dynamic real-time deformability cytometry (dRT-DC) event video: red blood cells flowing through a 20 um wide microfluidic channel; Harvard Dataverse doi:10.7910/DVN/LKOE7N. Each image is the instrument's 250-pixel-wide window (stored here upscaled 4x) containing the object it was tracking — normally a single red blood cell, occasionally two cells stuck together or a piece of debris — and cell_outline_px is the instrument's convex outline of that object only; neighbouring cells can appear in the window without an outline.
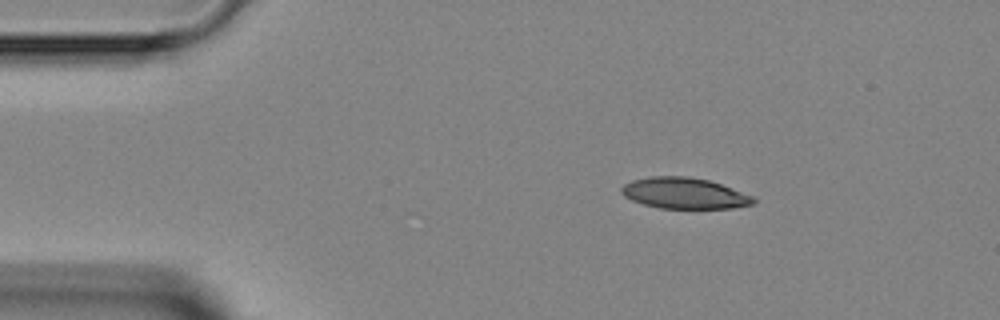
{"species": "Egyptian fruit bat (a non-hibernating species)", "species_latin": "Rousettus aegyptiacus", "temperature_condition": "room temperature", "stored_images_in_passage": 5, "camera_frame_rate_fps": 3000, "um_per_image_px": 0.085, "animal": {"sex": "female"}, "frame": {"image": 1, "passage_image": 2, "time_ms": 1.333, "image_size_px": [1000, 320], "cell_outline_px": [[756, 204], [732, 208], [660, 208], [644, 204], [632, 200], [624, 196], [620, 192], [620, 188], [624, 184], [632, 180], [652, 176], [688, 176], [708, 180], [720, 184], [752, 196], [756, 200]], "centroid_in_image_um": [58.15, 16.42], "position_along_channel_um": 26.8, "area_um2": 23.76}}
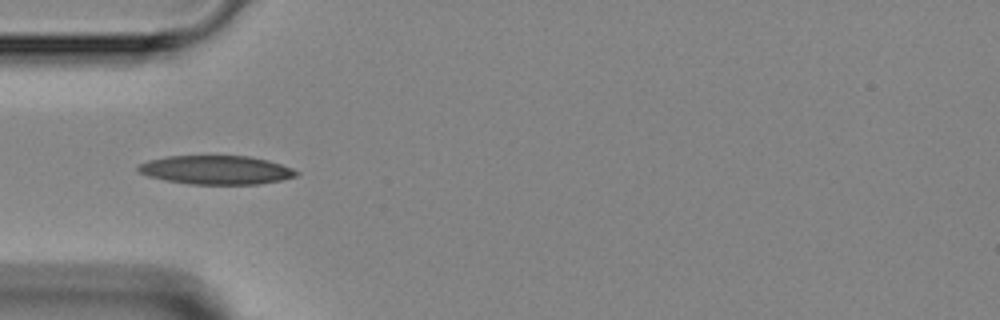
{"frame": {"image": 2, "passage_image": 4, "time_ms": 3.667, "image_size_px": [1000, 320], "cell_outline_px": [[300, 172], [296, 176], [280, 180], [260, 184], [188, 184], [164, 180], [148, 176], [136, 172], [136, 168], [140, 164], [148, 160], [168, 156], [248, 156], [268, 160], [292, 168]], "centroid_in_image_um": [18.34, 14.45], "position_along_channel_um": 66.7, "area_um2": 26.59}}
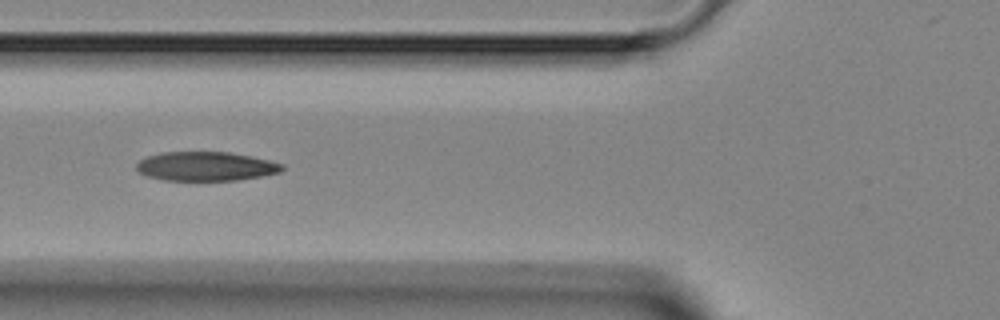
{"frame": {"image": 3, "passage_image": 5, "time_ms": 4.667, "image_size_px": [1000, 320], "cell_outline_px": [[284, 168], [280, 172], [260, 176], [236, 180], [164, 180], [148, 176], [140, 172], [136, 168], [136, 164], [140, 160], [148, 156], [160, 152], [228, 152], [252, 156], [284, 164]], "centroid_in_image_um": [17.5, 14.13], "position_along_channel_um": 108.3, "area_um2": 24.57}}